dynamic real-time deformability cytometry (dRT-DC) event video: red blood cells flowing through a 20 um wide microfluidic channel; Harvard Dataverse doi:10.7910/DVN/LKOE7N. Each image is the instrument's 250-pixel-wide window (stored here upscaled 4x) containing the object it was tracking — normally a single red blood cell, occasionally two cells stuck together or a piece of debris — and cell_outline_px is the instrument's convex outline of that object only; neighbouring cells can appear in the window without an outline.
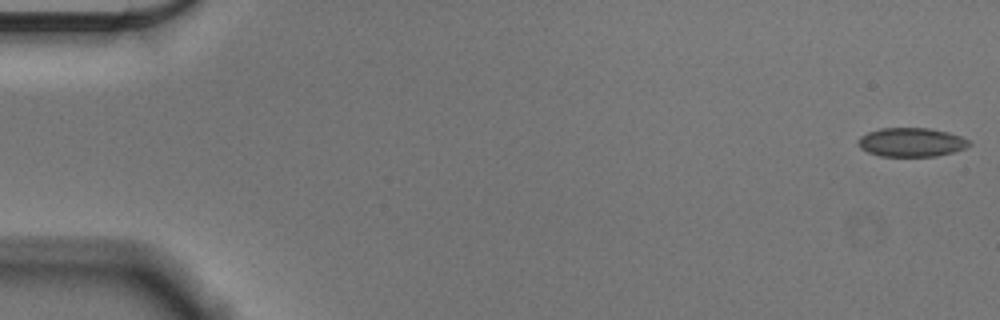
{"species": "Egyptian fruit bat (a non-hibernating species)", "species_latin": "Rousettus aegyptiacus", "temperature_condition": "cold", "stored_images_in_passage": 55, "camera_frame_rate_fps": 3000, "um_per_image_px": 0.085, "animal": {"sex": "male"}, "frame": {"image": 1, "passage_image": 1, "time_ms": 0.0, "image_size_px": [1000, 320], "cell_outline_px": [[972, 144], [964, 148], [952, 152], [936, 156], [880, 156], [868, 152], [860, 148], [856, 140], [860, 136], [868, 132], [880, 128], [928, 128], [948, 132], [960, 136], [968, 140]], "centroid_in_image_um": [77.43, 12.09], "position_along_channel_um": 7.6, "area_um2": 18.67}}
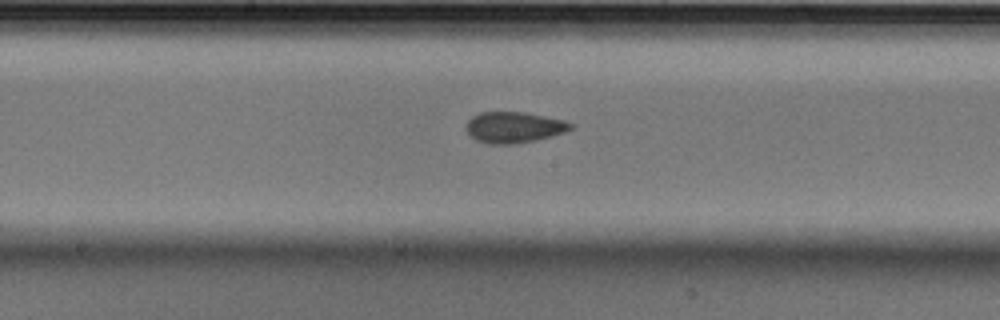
{"frame": {"image": 2, "passage_image": 29, "time_ms": 9.333, "image_size_px": [1000, 320], "cell_outline_px": [[572, 128], [564, 132], [552, 136], [536, 140], [512, 144], [488, 144], [476, 140], [464, 128], [464, 124], [472, 116], [480, 112], [524, 112], [564, 120], [572, 124]], "centroid_in_image_um": [43.64, 10.82], "position_along_channel_um": 204.6, "area_um2": 18.9}}
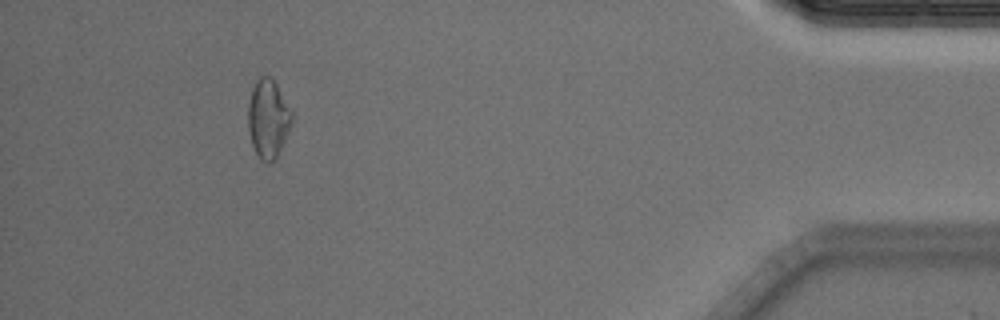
{"frame": {"image": 3, "passage_image": 51, "time_ms": 16.667, "image_size_px": [1000, 320], "cell_outline_px": [[292, 120], [288, 132], [276, 160], [268, 164], [260, 160], [252, 144], [248, 128], [248, 104], [252, 88], [256, 80], [260, 76], [268, 76], [276, 84], [292, 112]], "centroid_in_image_um": [22.78, 10.12], "position_along_channel_um": 412.4, "area_um2": 19.94}, "authors_computed_cell_mechanics": {"area_um2": 18.9584, "velocity_mm_per_s": 3.6179, "shape_relaxation_time_tau1_ms": null, "shape_relaxation_time_tau2_ms": 2.0821, "deformation_change_tau1": null, "deformation_change_tau2": 0.0734}}